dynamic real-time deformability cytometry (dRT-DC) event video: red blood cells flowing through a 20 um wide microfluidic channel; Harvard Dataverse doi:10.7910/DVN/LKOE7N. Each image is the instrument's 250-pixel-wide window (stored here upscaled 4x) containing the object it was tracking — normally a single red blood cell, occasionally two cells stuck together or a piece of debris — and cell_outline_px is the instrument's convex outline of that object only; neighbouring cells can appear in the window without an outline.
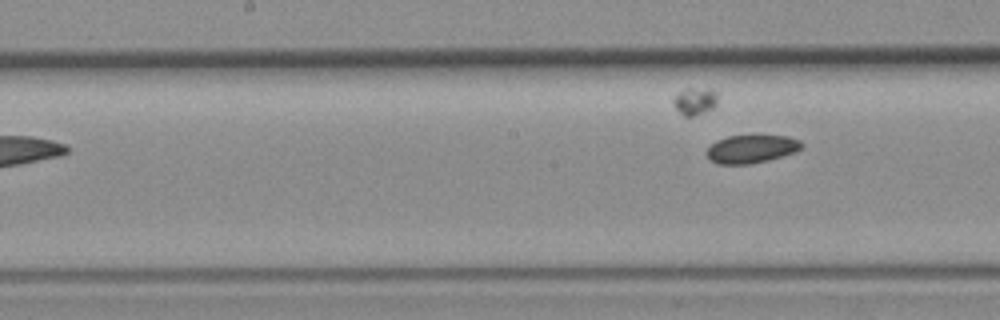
{"species": "common noctule bat (a hibernating species)", "species_latin": "Nyctalus noctula", "temperature_condition": "room temperature", "stored_images_in_passage": 9, "camera_frame_rate_fps": 3000, "um_per_image_px": 0.085, "animal": {"sex": "female", "body_mass_g": 19.3, "forearm_length_mm": 54.1}, "frame": {"image": 1, "passage_image": 8, "time_ms": 2.333, "image_size_px": [1000, 320], "cell_outline_px": [[804, 144], [800, 148], [792, 152], [768, 160], [748, 164], [720, 164], [712, 160], [708, 156], [708, 148], [716, 140], [728, 136], [788, 136], [800, 140]], "centroid_in_image_um": [63.87, 12.65], "position_along_channel_um": 184.3, "area_um2": 15.14}}
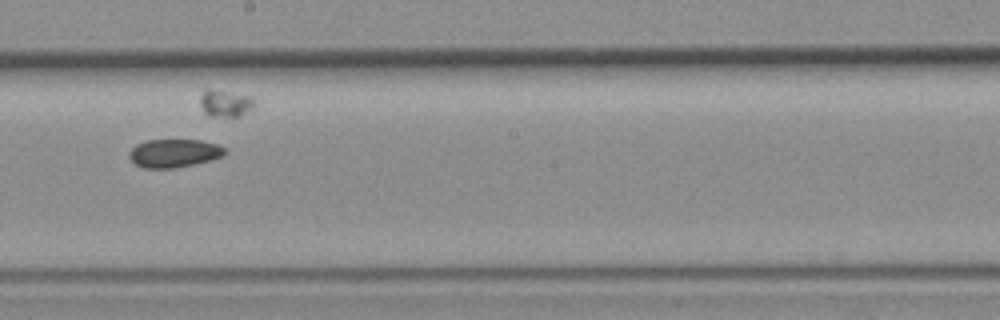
{"frame": {"image": 2, "passage_image": 9, "time_ms": 2.667, "image_size_px": [1000, 320], "cell_outline_px": [[224, 152], [220, 156], [208, 160], [176, 168], [144, 168], [136, 164], [128, 156], [128, 152], [136, 144], [148, 140], [200, 140], [216, 144], [224, 148]], "centroid_in_image_um": [14.72, 13.02], "position_along_channel_um": 233.5, "area_um2": 15.43}}